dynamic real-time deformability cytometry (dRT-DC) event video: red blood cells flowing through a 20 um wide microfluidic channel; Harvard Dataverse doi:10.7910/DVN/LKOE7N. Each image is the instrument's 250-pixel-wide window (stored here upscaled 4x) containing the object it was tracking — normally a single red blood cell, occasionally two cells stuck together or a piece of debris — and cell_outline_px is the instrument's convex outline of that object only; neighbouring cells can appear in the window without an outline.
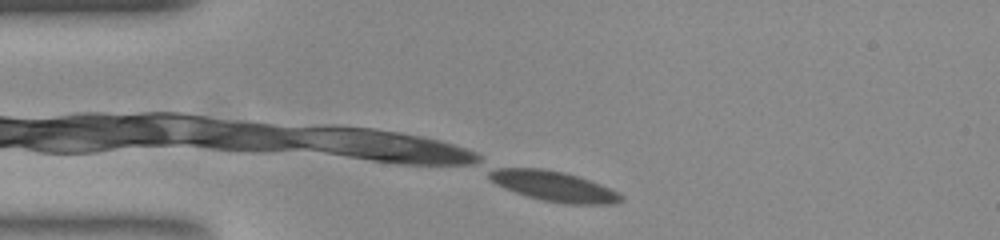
{"species": "common noctule bat (a hibernating species)", "species_latin": "Nyctalus noctula", "temperature_condition": "room temperature", "stored_images_in_passage": 44, "camera_frame_rate_fps": 3000, "um_per_image_px": 0.085, "animal": {"sex": "female", "body_mass_g": 23.0, "forearm_length_mm": 53.4}, "frame": {"image": 1, "passage_image": 1, "time_ms": 0.0, "image_size_px": [1000, 240], "cell_outline_px": [[624, 200], [616, 204], [568, 204], [544, 200], [528, 196], [504, 188], [492, 180], [488, 176], [488, 168], [540, 168], [560, 172], [576, 176], [588, 180], [608, 188], [624, 196]], "centroid_in_image_um": [47.06, 15.83], "position_along_channel_um": 37.9, "area_um2": 22.72}}
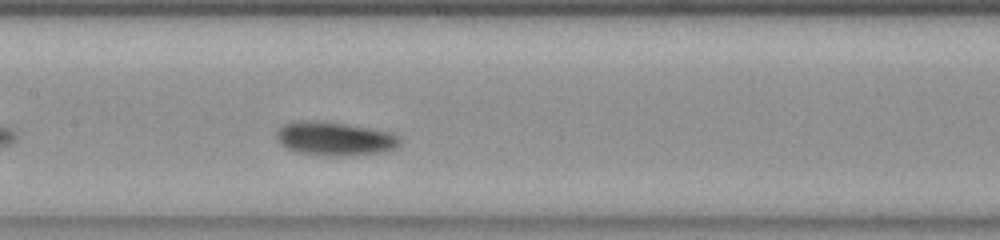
{"frame": {"image": 2, "passage_image": 15, "time_ms": 4.667, "image_size_px": [1000, 240], "cell_outline_px": [[400, 144], [396, 148], [380, 152], [340, 156], [324, 156], [300, 152], [288, 148], [276, 136], [276, 132], [284, 124], [292, 120], [320, 120], [396, 132], [400, 136]], "centroid_in_image_um": [28.5, 11.76], "position_along_channel_um": 178.9, "area_um2": 24.33}}
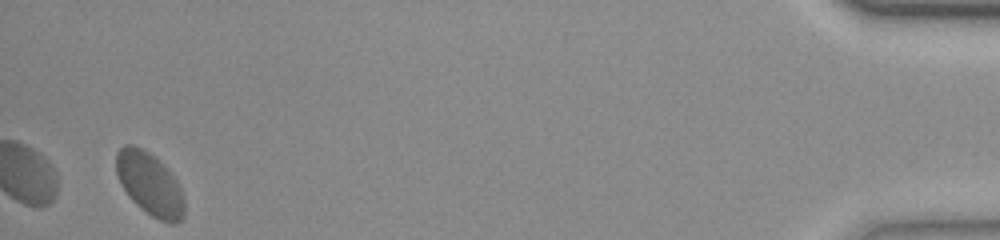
{"frame": {"image": 3, "passage_image": 42, "time_ms": 13.667, "image_size_px": [1000, 240], "cell_outline_px": [[184, 216], [176, 224], [168, 224], [152, 216], [140, 208], [132, 200], [124, 188], [116, 172], [116, 152], [124, 144], [132, 144], [148, 152], [176, 180], [180, 188], [184, 200]], "centroid_in_image_um": [12.72, 15.67], "position_along_channel_um": 422.5, "area_um2": 24.39}, "authors_computed_cell_mechanics": {"area_um2": 22.8021, "velocity_mm_per_s": 3.6786, "shape_relaxation_time_tau1_ms": 3.5195, "shape_relaxation_time_tau2_ms": null, "deformation_change_tau1": 0.1034, "deformation_change_tau2": null}}